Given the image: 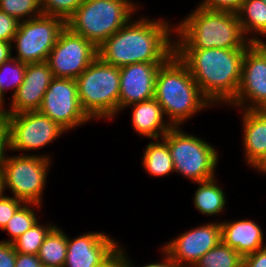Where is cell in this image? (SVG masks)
Returning <instances> with one entry per match:
<instances>
[{"label":"cell","mask_w":266,"mask_h":267,"mask_svg":"<svg viewBox=\"0 0 266 267\" xmlns=\"http://www.w3.org/2000/svg\"><path fill=\"white\" fill-rule=\"evenodd\" d=\"M132 20L97 48L98 57L119 68L134 63H165L175 53V27L163 19Z\"/></svg>","instance_id":"cell-1"},{"label":"cell","mask_w":266,"mask_h":267,"mask_svg":"<svg viewBox=\"0 0 266 267\" xmlns=\"http://www.w3.org/2000/svg\"><path fill=\"white\" fill-rule=\"evenodd\" d=\"M246 49H175L188 66L202 94L212 103H226L236 97Z\"/></svg>","instance_id":"cell-2"},{"label":"cell","mask_w":266,"mask_h":267,"mask_svg":"<svg viewBox=\"0 0 266 267\" xmlns=\"http://www.w3.org/2000/svg\"><path fill=\"white\" fill-rule=\"evenodd\" d=\"M175 49H247L237 13L197 6L175 26Z\"/></svg>","instance_id":"cell-3"},{"label":"cell","mask_w":266,"mask_h":267,"mask_svg":"<svg viewBox=\"0 0 266 267\" xmlns=\"http://www.w3.org/2000/svg\"><path fill=\"white\" fill-rule=\"evenodd\" d=\"M154 98L172 127H180L197 112L212 106L176 53L159 67Z\"/></svg>","instance_id":"cell-4"},{"label":"cell","mask_w":266,"mask_h":267,"mask_svg":"<svg viewBox=\"0 0 266 267\" xmlns=\"http://www.w3.org/2000/svg\"><path fill=\"white\" fill-rule=\"evenodd\" d=\"M136 6L130 0H84L66 21V27L98 48L131 21L139 8Z\"/></svg>","instance_id":"cell-5"},{"label":"cell","mask_w":266,"mask_h":267,"mask_svg":"<svg viewBox=\"0 0 266 267\" xmlns=\"http://www.w3.org/2000/svg\"><path fill=\"white\" fill-rule=\"evenodd\" d=\"M75 80L82 109L92 120L113 119L117 115L119 67L109 65L97 57Z\"/></svg>","instance_id":"cell-6"},{"label":"cell","mask_w":266,"mask_h":267,"mask_svg":"<svg viewBox=\"0 0 266 267\" xmlns=\"http://www.w3.org/2000/svg\"><path fill=\"white\" fill-rule=\"evenodd\" d=\"M163 138L166 140L174 171L189 180L203 182L215 178L218 163L216 148L180 127H172Z\"/></svg>","instance_id":"cell-7"},{"label":"cell","mask_w":266,"mask_h":267,"mask_svg":"<svg viewBox=\"0 0 266 267\" xmlns=\"http://www.w3.org/2000/svg\"><path fill=\"white\" fill-rule=\"evenodd\" d=\"M50 160L45 154L7 155L0 171L4 190L9 188L13 197L24 203L41 205Z\"/></svg>","instance_id":"cell-8"},{"label":"cell","mask_w":266,"mask_h":267,"mask_svg":"<svg viewBox=\"0 0 266 267\" xmlns=\"http://www.w3.org/2000/svg\"><path fill=\"white\" fill-rule=\"evenodd\" d=\"M66 22L59 17L41 14L38 17L19 22L12 40L16 44L17 57L24 63L47 62L49 53L57 42Z\"/></svg>","instance_id":"cell-9"},{"label":"cell","mask_w":266,"mask_h":267,"mask_svg":"<svg viewBox=\"0 0 266 267\" xmlns=\"http://www.w3.org/2000/svg\"><path fill=\"white\" fill-rule=\"evenodd\" d=\"M9 150H40L66 131L39 111L6 114Z\"/></svg>","instance_id":"cell-10"},{"label":"cell","mask_w":266,"mask_h":267,"mask_svg":"<svg viewBox=\"0 0 266 267\" xmlns=\"http://www.w3.org/2000/svg\"><path fill=\"white\" fill-rule=\"evenodd\" d=\"M98 57L97 48L68 27L60 32L47 63L55 78L76 79Z\"/></svg>","instance_id":"cell-11"},{"label":"cell","mask_w":266,"mask_h":267,"mask_svg":"<svg viewBox=\"0 0 266 267\" xmlns=\"http://www.w3.org/2000/svg\"><path fill=\"white\" fill-rule=\"evenodd\" d=\"M65 131L92 119L82 109L75 79L53 78L39 109Z\"/></svg>","instance_id":"cell-12"},{"label":"cell","mask_w":266,"mask_h":267,"mask_svg":"<svg viewBox=\"0 0 266 267\" xmlns=\"http://www.w3.org/2000/svg\"><path fill=\"white\" fill-rule=\"evenodd\" d=\"M228 105L241 111L266 109V58L253 44L245 51L237 95Z\"/></svg>","instance_id":"cell-13"},{"label":"cell","mask_w":266,"mask_h":267,"mask_svg":"<svg viewBox=\"0 0 266 267\" xmlns=\"http://www.w3.org/2000/svg\"><path fill=\"white\" fill-rule=\"evenodd\" d=\"M221 241V222H211L180 234L161 249L178 267H193L206 252Z\"/></svg>","instance_id":"cell-14"},{"label":"cell","mask_w":266,"mask_h":267,"mask_svg":"<svg viewBox=\"0 0 266 267\" xmlns=\"http://www.w3.org/2000/svg\"><path fill=\"white\" fill-rule=\"evenodd\" d=\"M118 241L104 232H89L74 239L67 236L64 267H98L117 249Z\"/></svg>","instance_id":"cell-15"},{"label":"cell","mask_w":266,"mask_h":267,"mask_svg":"<svg viewBox=\"0 0 266 267\" xmlns=\"http://www.w3.org/2000/svg\"><path fill=\"white\" fill-rule=\"evenodd\" d=\"M163 63H134L119 68V112L135 103L154 98L155 82Z\"/></svg>","instance_id":"cell-16"},{"label":"cell","mask_w":266,"mask_h":267,"mask_svg":"<svg viewBox=\"0 0 266 267\" xmlns=\"http://www.w3.org/2000/svg\"><path fill=\"white\" fill-rule=\"evenodd\" d=\"M53 78L47 62L27 63L23 83L12 97L11 107L6 109V114L39 111Z\"/></svg>","instance_id":"cell-17"},{"label":"cell","mask_w":266,"mask_h":267,"mask_svg":"<svg viewBox=\"0 0 266 267\" xmlns=\"http://www.w3.org/2000/svg\"><path fill=\"white\" fill-rule=\"evenodd\" d=\"M262 231V228L253 220L221 222L222 242L235 249L242 258L266 247Z\"/></svg>","instance_id":"cell-18"},{"label":"cell","mask_w":266,"mask_h":267,"mask_svg":"<svg viewBox=\"0 0 266 267\" xmlns=\"http://www.w3.org/2000/svg\"><path fill=\"white\" fill-rule=\"evenodd\" d=\"M245 160L254 167L266 155V109L242 113Z\"/></svg>","instance_id":"cell-19"},{"label":"cell","mask_w":266,"mask_h":267,"mask_svg":"<svg viewBox=\"0 0 266 267\" xmlns=\"http://www.w3.org/2000/svg\"><path fill=\"white\" fill-rule=\"evenodd\" d=\"M130 106H133L131 114L132 128L139 135L150 139H158L162 138L172 128L164 118V112L155 98Z\"/></svg>","instance_id":"cell-20"},{"label":"cell","mask_w":266,"mask_h":267,"mask_svg":"<svg viewBox=\"0 0 266 267\" xmlns=\"http://www.w3.org/2000/svg\"><path fill=\"white\" fill-rule=\"evenodd\" d=\"M237 15L242 32L250 43L258 39L255 33L266 37V3L264 1L244 0ZM248 34L252 36L248 38Z\"/></svg>","instance_id":"cell-21"},{"label":"cell","mask_w":266,"mask_h":267,"mask_svg":"<svg viewBox=\"0 0 266 267\" xmlns=\"http://www.w3.org/2000/svg\"><path fill=\"white\" fill-rule=\"evenodd\" d=\"M198 188L193 195L194 206L200 213L215 216L221 213L226 205L225 193L216 183V178L197 182Z\"/></svg>","instance_id":"cell-22"},{"label":"cell","mask_w":266,"mask_h":267,"mask_svg":"<svg viewBox=\"0 0 266 267\" xmlns=\"http://www.w3.org/2000/svg\"><path fill=\"white\" fill-rule=\"evenodd\" d=\"M160 140L158 138L154 142L150 141L142 158L145 171L155 177L167 176L175 172L167 142L163 137Z\"/></svg>","instance_id":"cell-23"},{"label":"cell","mask_w":266,"mask_h":267,"mask_svg":"<svg viewBox=\"0 0 266 267\" xmlns=\"http://www.w3.org/2000/svg\"><path fill=\"white\" fill-rule=\"evenodd\" d=\"M67 252V235L54 226L46 235L38 252L42 265L64 267Z\"/></svg>","instance_id":"cell-24"},{"label":"cell","mask_w":266,"mask_h":267,"mask_svg":"<svg viewBox=\"0 0 266 267\" xmlns=\"http://www.w3.org/2000/svg\"><path fill=\"white\" fill-rule=\"evenodd\" d=\"M243 258L222 241L206 252L193 267H242Z\"/></svg>","instance_id":"cell-25"},{"label":"cell","mask_w":266,"mask_h":267,"mask_svg":"<svg viewBox=\"0 0 266 267\" xmlns=\"http://www.w3.org/2000/svg\"><path fill=\"white\" fill-rule=\"evenodd\" d=\"M34 206V208H32ZM39 204L24 203L8 220L7 225L2 231H6L11 237L5 242L12 243L16 238L24 234L35 223L38 222L37 214L34 212L35 208H41Z\"/></svg>","instance_id":"cell-26"},{"label":"cell","mask_w":266,"mask_h":267,"mask_svg":"<svg viewBox=\"0 0 266 267\" xmlns=\"http://www.w3.org/2000/svg\"><path fill=\"white\" fill-rule=\"evenodd\" d=\"M55 225H42L39 222L35 223L24 234L16 238L12 245L17 253L38 255L41 245Z\"/></svg>","instance_id":"cell-27"},{"label":"cell","mask_w":266,"mask_h":267,"mask_svg":"<svg viewBox=\"0 0 266 267\" xmlns=\"http://www.w3.org/2000/svg\"><path fill=\"white\" fill-rule=\"evenodd\" d=\"M27 63L11 58L0 66V92L3 97L8 89H13V95L23 83Z\"/></svg>","instance_id":"cell-28"},{"label":"cell","mask_w":266,"mask_h":267,"mask_svg":"<svg viewBox=\"0 0 266 267\" xmlns=\"http://www.w3.org/2000/svg\"><path fill=\"white\" fill-rule=\"evenodd\" d=\"M0 10L9 16H13L19 22L43 14L40 0H0Z\"/></svg>","instance_id":"cell-29"},{"label":"cell","mask_w":266,"mask_h":267,"mask_svg":"<svg viewBox=\"0 0 266 267\" xmlns=\"http://www.w3.org/2000/svg\"><path fill=\"white\" fill-rule=\"evenodd\" d=\"M84 0H40L44 15L62 18L65 22L74 14Z\"/></svg>","instance_id":"cell-30"},{"label":"cell","mask_w":266,"mask_h":267,"mask_svg":"<svg viewBox=\"0 0 266 267\" xmlns=\"http://www.w3.org/2000/svg\"><path fill=\"white\" fill-rule=\"evenodd\" d=\"M24 204L23 201L3 195L0 198V230L7 225L8 220Z\"/></svg>","instance_id":"cell-31"},{"label":"cell","mask_w":266,"mask_h":267,"mask_svg":"<svg viewBox=\"0 0 266 267\" xmlns=\"http://www.w3.org/2000/svg\"><path fill=\"white\" fill-rule=\"evenodd\" d=\"M19 21L0 10V41L12 42L17 33Z\"/></svg>","instance_id":"cell-32"},{"label":"cell","mask_w":266,"mask_h":267,"mask_svg":"<svg viewBox=\"0 0 266 267\" xmlns=\"http://www.w3.org/2000/svg\"><path fill=\"white\" fill-rule=\"evenodd\" d=\"M244 0H203L198 6L216 10L237 13Z\"/></svg>","instance_id":"cell-33"},{"label":"cell","mask_w":266,"mask_h":267,"mask_svg":"<svg viewBox=\"0 0 266 267\" xmlns=\"http://www.w3.org/2000/svg\"><path fill=\"white\" fill-rule=\"evenodd\" d=\"M16 251L12 243L0 241V267H15Z\"/></svg>","instance_id":"cell-34"},{"label":"cell","mask_w":266,"mask_h":267,"mask_svg":"<svg viewBox=\"0 0 266 267\" xmlns=\"http://www.w3.org/2000/svg\"><path fill=\"white\" fill-rule=\"evenodd\" d=\"M242 267H266V247L243 257Z\"/></svg>","instance_id":"cell-35"},{"label":"cell","mask_w":266,"mask_h":267,"mask_svg":"<svg viewBox=\"0 0 266 267\" xmlns=\"http://www.w3.org/2000/svg\"><path fill=\"white\" fill-rule=\"evenodd\" d=\"M123 250L124 249H122V267H135L132 265V262H130V259L127 257L126 252ZM161 251L164 254L163 262L150 263L141 267H178L176 263L163 250Z\"/></svg>","instance_id":"cell-36"},{"label":"cell","mask_w":266,"mask_h":267,"mask_svg":"<svg viewBox=\"0 0 266 267\" xmlns=\"http://www.w3.org/2000/svg\"><path fill=\"white\" fill-rule=\"evenodd\" d=\"M42 262L38 255L23 254L16 252L15 267H42Z\"/></svg>","instance_id":"cell-37"},{"label":"cell","mask_w":266,"mask_h":267,"mask_svg":"<svg viewBox=\"0 0 266 267\" xmlns=\"http://www.w3.org/2000/svg\"><path fill=\"white\" fill-rule=\"evenodd\" d=\"M8 149H9L8 128H0V171L7 157L5 151Z\"/></svg>","instance_id":"cell-38"},{"label":"cell","mask_w":266,"mask_h":267,"mask_svg":"<svg viewBox=\"0 0 266 267\" xmlns=\"http://www.w3.org/2000/svg\"><path fill=\"white\" fill-rule=\"evenodd\" d=\"M98 267H122V248L118 249Z\"/></svg>","instance_id":"cell-39"},{"label":"cell","mask_w":266,"mask_h":267,"mask_svg":"<svg viewBox=\"0 0 266 267\" xmlns=\"http://www.w3.org/2000/svg\"><path fill=\"white\" fill-rule=\"evenodd\" d=\"M11 42L0 41V66L13 57Z\"/></svg>","instance_id":"cell-40"},{"label":"cell","mask_w":266,"mask_h":267,"mask_svg":"<svg viewBox=\"0 0 266 267\" xmlns=\"http://www.w3.org/2000/svg\"><path fill=\"white\" fill-rule=\"evenodd\" d=\"M252 44L264 55L266 58V42L258 38Z\"/></svg>","instance_id":"cell-41"},{"label":"cell","mask_w":266,"mask_h":267,"mask_svg":"<svg viewBox=\"0 0 266 267\" xmlns=\"http://www.w3.org/2000/svg\"><path fill=\"white\" fill-rule=\"evenodd\" d=\"M254 168L266 174V155L254 166Z\"/></svg>","instance_id":"cell-42"},{"label":"cell","mask_w":266,"mask_h":267,"mask_svg":"<svg viewBox=\"0 0 266 267\" xmlns=\"http://www.w3.org/2000/svg\"><path fill=\"white\" fill-rule=\"evenodd\" d=\"M6 112L0 107V128H8L6 124Z\"/></svg>","instance_id":"cell-43"},{"label":"cell","mask_w":266,"mask_h":267,"mask_svg":"<svg viewBox=\"0 0 266 267\" xmlns=\"http://www.w3.org/2000/svg\"><path fill=\"white\" fill-rule=\"evenodd\" d=\"M4 185H3V179H2V176H1V173H0V198L4 195Z\"/></svg>","instance_id":"cell-44"},{"label":"cell","mask_w":266,"mask_h":267,"mask_svg":"<svg viewBox=\"0 0 266 267\" xmlns=\"http://www.w3.org/2000/svg\"><path fill=\"white\" fill-rule=\"evenodd\" d=\"M4 97L2 96L1 92H0V107L6 112L5 107L3 106L5 104L4 102Z\"/></svg>","instance_id":"cell-45"},{"label":"cell","mask_w":266,"mask_h":267,"mask_svg":"<svg viewBox=\"0 0 266 267\" xmlns=\"http://www.w3.org/2000/svg\"><path fill=\"white\" fill-rule=\"evenodd\" d=\"M42 267H57V266H47V265H43Z\"/></svg>","instance_id":"cell-46"}]
</instances>
